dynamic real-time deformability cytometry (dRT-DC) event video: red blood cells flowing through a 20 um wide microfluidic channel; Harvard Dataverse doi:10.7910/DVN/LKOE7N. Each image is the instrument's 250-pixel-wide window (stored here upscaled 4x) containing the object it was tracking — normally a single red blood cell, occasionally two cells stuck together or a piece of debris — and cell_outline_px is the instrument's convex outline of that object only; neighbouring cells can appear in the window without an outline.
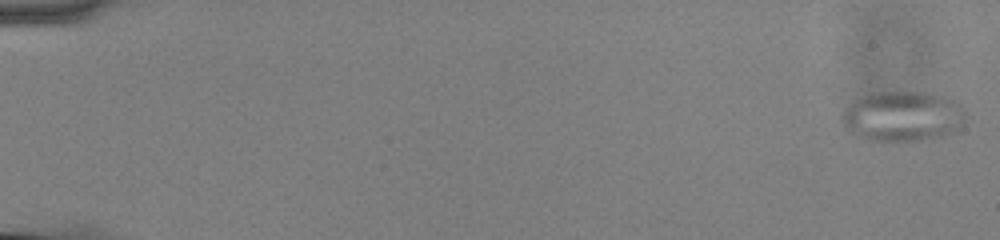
{"species": "common noctule bat (a hibernating species)", "species_latin": "Nyctalus noctula", "temperature_condition": "cold", "stored_images_in_passage": 57, "camera_frame_rate_fps": 3000, "um_per_image_px": 0.085, "animal": {"sex": "male", "body_mass_g": 13.0, "forearm_length_mm": 53.1}, "frame": {"image": 1, "passage_image": 1, "time_ms": 0.0, "image_size_px": [1000, 240], "cell_outline_px": [[964, 124], [956, 132], [944, 136], [924, 140], [892, 144], [864, 140], [848, 132], [840, 120], [840, 116], [844, 108], [852, 100], [868, 92], [924, 92], [944, 96], [956, 100], [960, 104], [964, 112]], "centroid_in_image_um": [76.67, 9.93], "position_along_channel_um": 8.3, "area_um2": 37.8}}
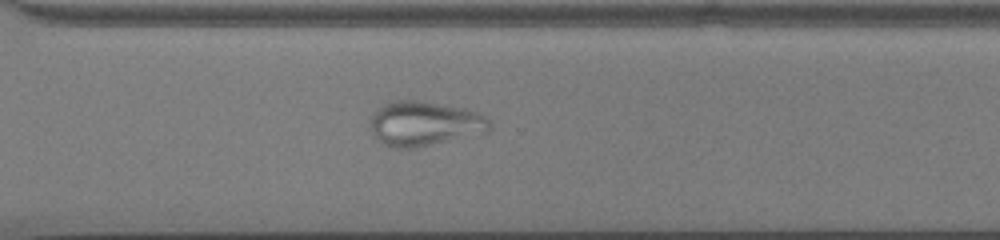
{"frame": {"image": 2, "passage_image": 42, "time_ms": 13.667, "image_size_px": [1000, 240], "cell_outline_px": [[492, 128], [488, 132], [412, 148], [396, 148], [384, 144], [376, 140], [372, 132], [372, 116], [384, 104], [392, 100], [424, 100], [464, 108], [476, 112], [484, 116], [492, 124]], "centroid_in_image_um": [36.1, 10.49], "position_along_channel_um": 334.5, "area_um2": 30.87}}
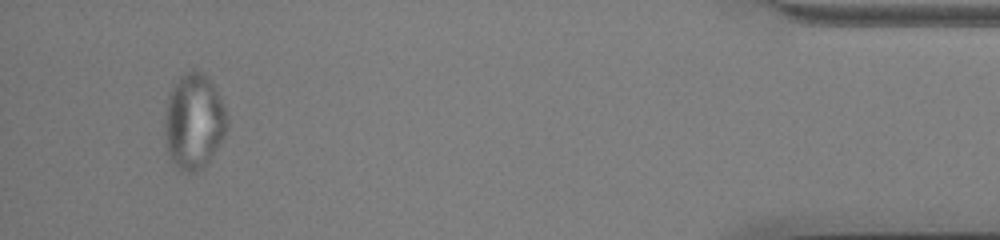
{"frame": {"image": 3, "passage_image": 54, "time_ms": 17.667, "image_size_px": [1000, 240], "cell_outline_px": [[228, 128], [224, 136], [208, 164], [204, 168], [196, 172], [184, 172], [168, 156], [164, 132], [164, 112], [168, 96], [172, 88], [180, 76], [184, 72], [200, 72], [208, 76], [224, 104], [228, 112]], "centroid_in_image_um": [16.49, 10.34], "position_along_channel_um": 418.7, "area_um2": 35.14}}